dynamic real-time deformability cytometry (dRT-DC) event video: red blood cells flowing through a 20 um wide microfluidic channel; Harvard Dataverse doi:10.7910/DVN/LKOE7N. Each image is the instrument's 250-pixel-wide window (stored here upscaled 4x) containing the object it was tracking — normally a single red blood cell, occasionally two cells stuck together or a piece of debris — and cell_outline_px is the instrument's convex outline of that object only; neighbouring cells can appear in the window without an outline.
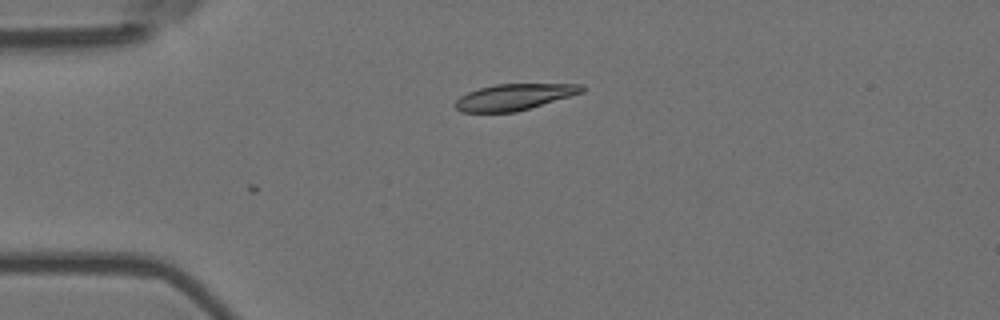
{"species": "Egyptian fruit bat (a non-hibernating species)", "species_latin": "Rousettus aegyptiacus", "temperature_condition": "room temperature", "stored_images_in_passage": 3, "camera_frame_rate_fps": 3000, "um_per_image_px": 0.085, "animal": {"sex": "female"}, "frame": {"image": 1, "passage_image": 3, "time_ms": 0.667, "image_size_px": [1000, 320], "cell_outline_px": [[584, 92], [516, 112], [460, 112], [456, 108], [456, 100], [460, 96], [468, 92], [480, 88], [496, 84], [584, 84]], "centroid_in_image_um": [43.71, 8.24], "position_along_channel_um": 41.3, "area_um2": 19.19}}